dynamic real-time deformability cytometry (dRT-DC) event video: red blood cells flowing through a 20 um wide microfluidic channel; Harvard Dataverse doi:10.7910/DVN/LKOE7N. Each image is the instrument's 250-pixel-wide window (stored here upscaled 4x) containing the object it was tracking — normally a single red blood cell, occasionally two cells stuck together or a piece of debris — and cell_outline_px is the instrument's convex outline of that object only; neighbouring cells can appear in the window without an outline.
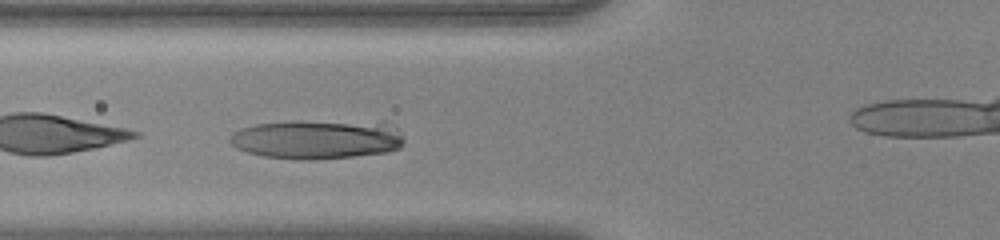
{"species": "human", "species_latin": "Homo sapiens", "temperature_condition": "warm", "stored_images_in_passage": 38, "camera_frame_rate_fps": 3000, "um_per_image_px": 0.085, "donor": {"sex": "female"}, "frame": {"image": 1, "passage_image": 12, "time_ms": 3.667, "image_size_px": [1000, 240], "cell_outline_px": [[404, 144], [400, 148], [388, 152], [352, 156], [308, 160], [296, 160], [264, 156], [248, 152], [236, 148], [228, 140], [232, 132], [240, 128], [256, 124], [292, 120], [384, 120], [400, 128], [404, 136]], "centroid_in_image_um": [27.05, 11.79], "position_along_channel_um": 98.7, "area_um2": 41.38}}
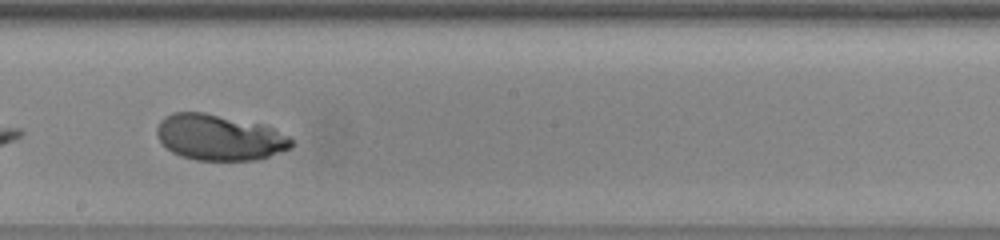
{"frame": {"image": 2, "passage_image": 22, "time_ms": 7.0, "image_size_px": [1000, 240], "cell_outline_px": [[292, 148], [256, 160], [196, 160], [180, 156], [172, 152], [160, 140], [156, 132], [156, 128], [160, 120], [164, 116], [172, 112], [204, 112], [264, 124], [288, 136], [292, 140]], "centroid_in_image_um": [18.63, 11.67], "position_along_channel_um": 229.6, "area_um2": 36.01}}
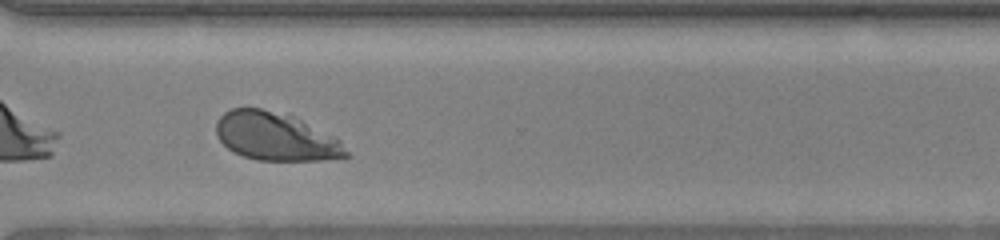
{"frame": {"image": 3, "passage_image": 31, "time_ms": 10.0, "image_size_px": [1000, 240], "cell_outline_px": [[348, 156], [344, 160], [256, 160], [244, 156], [228, 148], [216, 136], [216, 120], [224, 112], [232, 108], [260, 108], [292, 116], [340, 140], [348, 152]], "centroid_in_image_um": [23.43, 11.63], "position_along_channel_um": 347.2, "area_um2": 36.24}}